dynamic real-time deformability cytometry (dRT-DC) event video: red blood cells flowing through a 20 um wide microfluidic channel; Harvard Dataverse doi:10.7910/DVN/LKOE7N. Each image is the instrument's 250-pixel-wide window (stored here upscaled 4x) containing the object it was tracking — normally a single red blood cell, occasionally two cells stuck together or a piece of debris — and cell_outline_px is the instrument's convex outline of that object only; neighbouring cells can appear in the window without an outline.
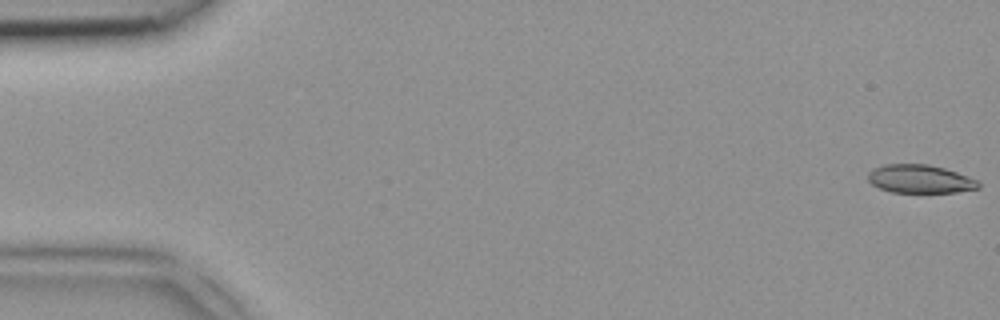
{"species": "common noctule bat (a hibernating species)", "species_latin": "Nyctalus noctula", "temperature_condition": "room temperature", "stored_images_in_passage": 7, "camera_frame_rate_fps": 3000, "um_per_image_px": 0.085, "animal": {"sex": "female", "body_mass_g": 18.4}, "frame": {"image": 1, "passage_image": 1, "time_ms": 0.0, "image_size_px": [1000, 320], "cell_outline_px": [[980, 188], [956, 192], [892, 192], [880, 188], [872, 184], [868, 180], [868, 172], [884, 164], [928, 164], [944, 168], [980, 180]], "centroid_in_image_um": [78.23, 15.21], "position_along_channel_um": 6.8, "area_um2": 18.21}}